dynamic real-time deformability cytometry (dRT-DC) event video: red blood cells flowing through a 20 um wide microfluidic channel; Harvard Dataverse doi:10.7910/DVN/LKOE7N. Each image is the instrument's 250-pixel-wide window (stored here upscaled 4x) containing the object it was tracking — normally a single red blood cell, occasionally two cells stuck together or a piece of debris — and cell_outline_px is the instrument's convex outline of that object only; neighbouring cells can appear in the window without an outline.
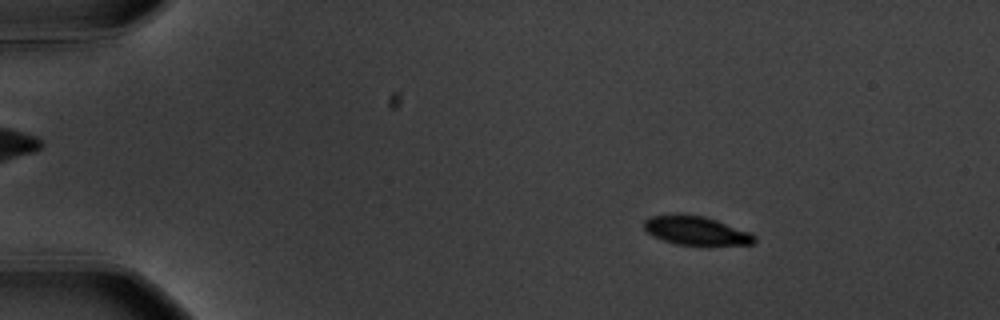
{"species": "common noctule bat (a hibernating species)", "species_latin": "Nyctalus noctula", "temperature_condition": "warm", "stored_images_in_passage": 50, "camera_frame_rate_fps": 3000, "um_per_image_px": 0.085, "animal": {"sex": "male", "body_mass_g": 20.1, "forearm_length_mm": 53.5}, "frame": {"image": 1, "passage_image": 2, "time_ms": 0.333, "image_size_px": [1000, 320], "cell_outline_px": [[756, 240], [752, 244], [676, 244], [652, 236], [644, 228], [644, 220], [648, 216], [676, 212], [680, 212], [704, 216], [716, 220], [748, 232], [756, 236]], "centroid_in_image_um": [59.07, 19.55], "position_along_channel_um": 25.9, "area_um2": 18.5}}
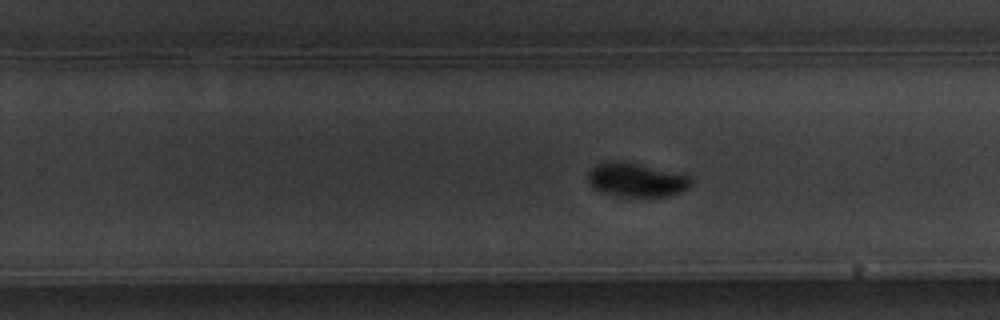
{"frame": {"image": 2, "passage_image": 30, "time_ms": 9.667, "image_size_px": [1000, 320], "cell_outline_px": [[692, 184], [688, 188], [680, 192], [668, 196], [616, 196], [600, 192], [588, 184], [588, 172], [596, 164], [604, 160], [616, 160], [680, 172], [688, 176], [692, 180]], "centroid_in_image_um": [54.06, 15.28], "position_along_channel_um": 275.7, "area_um2": 20.63}}
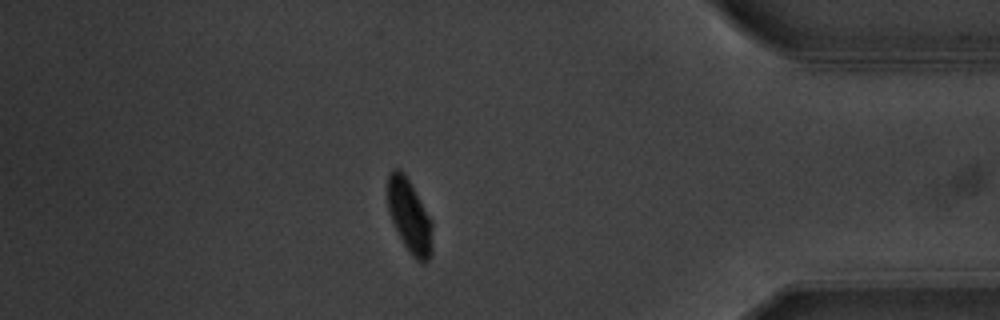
{"frame": {"image": 3, "passage_image": 43, "time_ms": 14.0, "image_size_px": [1000, 320], "cell_outline_px": [[432, 252], [428, 260], [420, 260], [412, 256], [404, 244], [392, 220], [388, 208], [388, 172], [392, 168], [400, 168], [404, 172], [432, 220]], "centroid_in_image_um": [34.81, 18.31], "position_along_channel_um": 400.4, "area_um2": 18.9}, "authors_computed_cell_mechanics": {"area_um2": 19.7676, "velocity_mm_per_s": 3.5757, "shape_relaxation_time_tau1_ms": 1.8114, "shape_relaxation_time_tau2_ms": null, "deformation_change_tau1": 0.1378, "deformation_change_tau2": null}}